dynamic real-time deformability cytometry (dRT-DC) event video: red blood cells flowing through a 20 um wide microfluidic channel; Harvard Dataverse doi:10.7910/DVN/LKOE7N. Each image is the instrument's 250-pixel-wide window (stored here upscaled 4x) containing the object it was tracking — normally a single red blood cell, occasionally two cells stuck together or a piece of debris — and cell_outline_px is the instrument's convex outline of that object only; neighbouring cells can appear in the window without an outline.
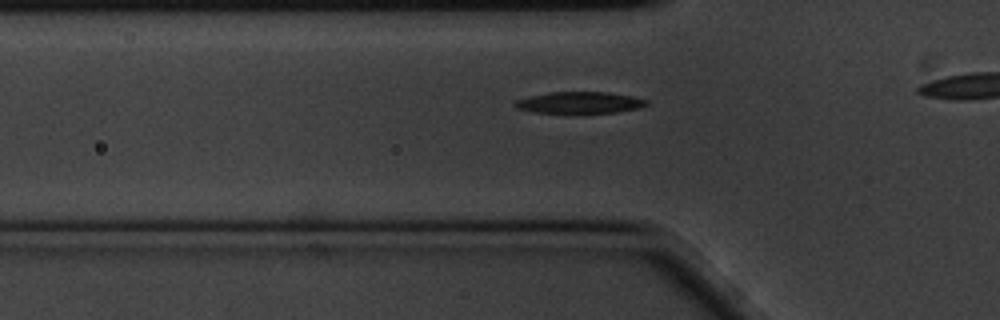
{"species": "common noctule bat (a hibernating species)", "species_latin": "Nyctalus noctula", "temperature_condition": "cold", "stored_images_in_passage": 14, "camera_frame_rate_fps": 3000, "um_per_image_px": 0.085, "animal": {"sex": "male", "body_mass_g": 20.1, "forearm_length_mm": 53.5}, "frame": {"image": 1, "passage_image": 8, "time_ms": 2.333, "image_size_px": [1000, 320], "cell_outline_px": [[648, 104], [640, 108], [616, 112], [572, 116], [536, 112], [516, 108], [512, 104], [516, 100], [548, 92], [608, 92], [632, 96], [648, 100]], "centroid_in_image_um": [49.26, 8.77], "position_along_channel_um": 76.5, "area_um2": 17.4}}
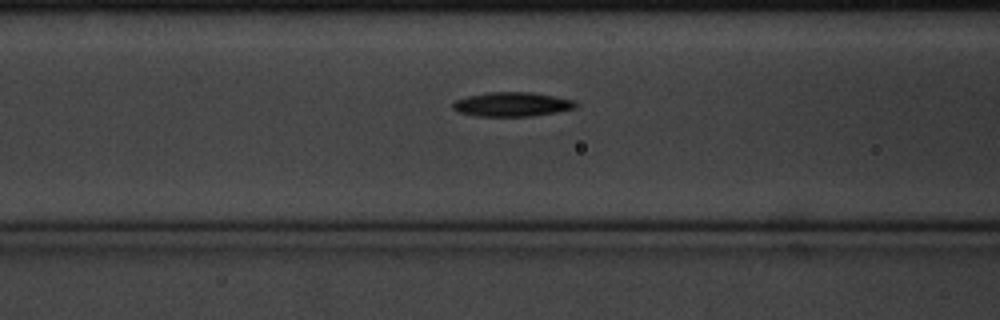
{"frame": {"image": 2, "passage_image": 12, "time_ms": 3.667, "image_size_px": [1000, 320], "cell_outline_px": [[576, 108], [556, 112], [532, 116], [476, 116], [460, 112], [452, 108], [452, 104], [456, 100], [468, 96], [488, 92], [532, 92], [576, 100]], "centroid_in_image_um": [43.54, 8.86], "position_along_channel_um": 123.1, "area_um2": 17.34}}